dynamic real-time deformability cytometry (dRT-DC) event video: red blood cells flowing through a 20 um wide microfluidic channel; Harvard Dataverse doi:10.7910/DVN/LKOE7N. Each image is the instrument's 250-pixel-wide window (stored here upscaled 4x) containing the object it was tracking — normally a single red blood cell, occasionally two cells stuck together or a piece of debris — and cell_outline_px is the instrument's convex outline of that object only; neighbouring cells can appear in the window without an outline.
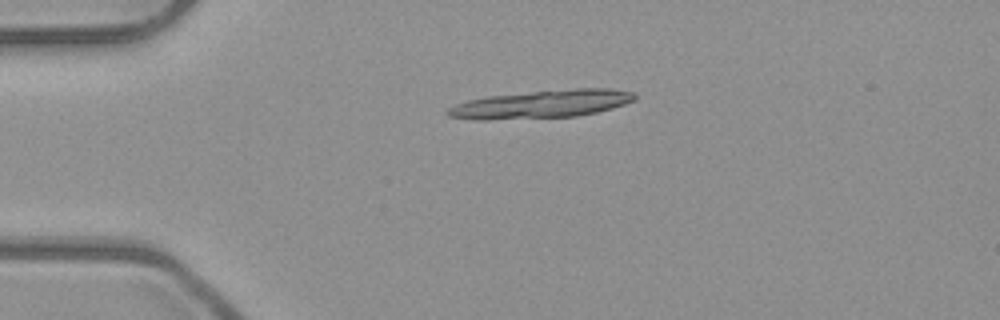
{"species": "common noctule bat (a hibernating species)", "species_latin": "Nyctalus noctula", "temperature_condition": "room temperature", "stored_images_in_passage": 2, "camera_frame_rate_fps": 3000, "um_per_image_px": 0.085, "animal": {"sex": "male", "body_mass_g": 23.1, "forearm_length_mm": 52.7}, "frame": {"image": 1, "passage_image": 2, "time_ms": 0.333, "image_size_px": [1000, 320], "cell_outline_px": [[636, 100], [612, 108], [596, 112], [576, 116], [488, 120], [476, 120], [448, 116], [444, 112], [448, 108], [456, 104], [468, 100], [488, 96], [576, 88], [612, 88], [636, 92]], "centroid_in_image_um": [46.05, 8.85], "position_along_channel_um": 38.9, "area_um2": 30.52}}